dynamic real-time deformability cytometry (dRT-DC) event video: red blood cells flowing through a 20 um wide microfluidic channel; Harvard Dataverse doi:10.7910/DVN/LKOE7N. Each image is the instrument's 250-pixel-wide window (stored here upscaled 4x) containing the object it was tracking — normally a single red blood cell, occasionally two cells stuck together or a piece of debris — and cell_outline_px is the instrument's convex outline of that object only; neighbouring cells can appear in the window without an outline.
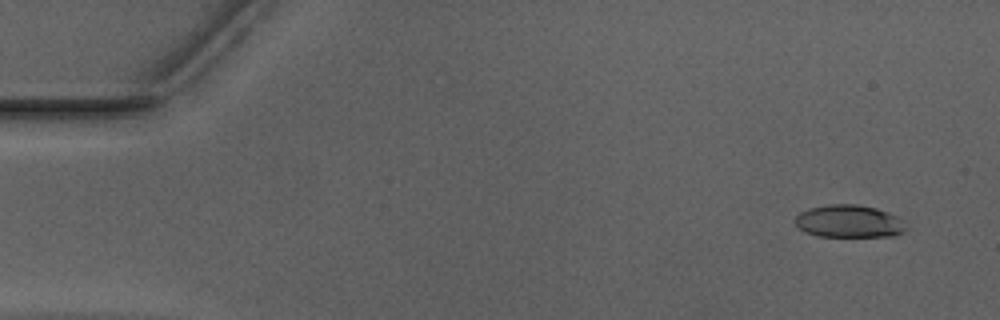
{"species": "Egyptian fruit bat (a non-hibernating species)", "species_latin": "Rousettus aegyptiacus", "temperature_condition": "warm", "stored_images_in_passage": 53, "camera_frame_rate_fps": 3000, "um_per_image_px": 0.085, "animal": {"sex": "male"}, "frame": {"image": 1, "passage_image": 4, "time_ms": 1.0, "image_size_px": [1000, 320], "cell_outline_px": [[908, 228], [904, 232], [896, 236], [816, 236], [804, 232], [796, 224], [796, 216], [800, 212], [808, 208], [828, 204], [856, 204], [876, 208], [888, 212], [904, 220]], "centroid_in_image_um": [72.2, 18.81], "position_along_channel_um": 12.8, "area_um2": 21.27}}
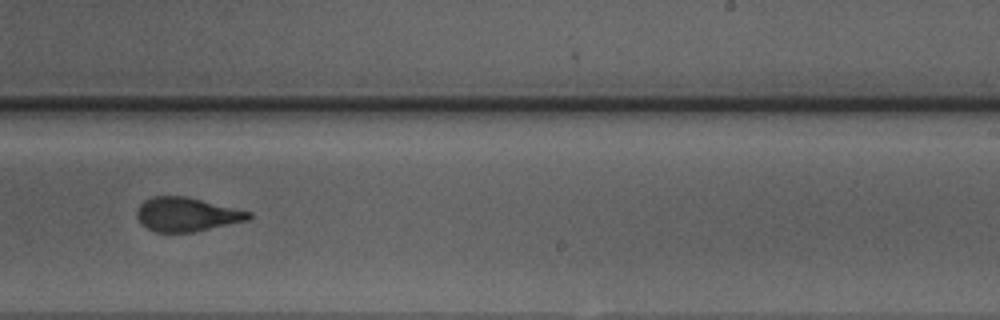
{"frame": {"image": 2, "passage_image": 33, "time_ms": 10.667, "image_size_px": [1000, 320], "cell_outline_px": [[252, 216], [248, 220], [192, 232], [156, 232], [140, 224], [136, 216], [136, 212], [140, 204], [144, 200], [152, 196], [188, 196], [252, 212]], "centroid_in_image_um": [15.85, 18.21], "position_along_channel_um": 273.2, "area_um2": 22.2}}
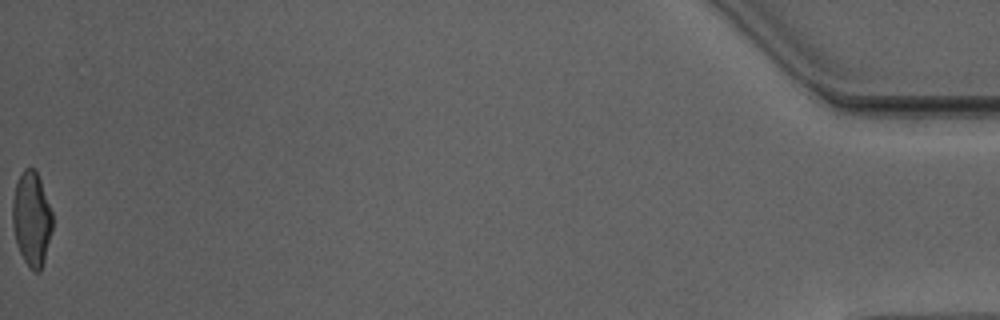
{"frame": {"image": 3, "passage_image": 53, "time_ms": 17.333, "image_size_px": [1000, 320], "cell_outline_px": [[52, 228], [44, 260], [40, 272], [32, 272], [28, 268], [20, 252], [16, 240], [12, 224], [12, 204], [16, 184], [24, 168], [36, 168], [52, 212]], "centroid_in_image_um": [2.69, 18.61], "position_along_channel_um": 432.5, "area_um2": 21.85}, "authors_computed_cell_mechanics": {"area_um2": 22.4842, "velocity_mm_per_s": 3.9689, "shape_relaxation_time_tau1_ms": 5.1, "shape_relaxation_time_tau2_ms": 1.386, "deformation_change_tau1": 0.2076, "deformation_change_tau2": 0.0991}}